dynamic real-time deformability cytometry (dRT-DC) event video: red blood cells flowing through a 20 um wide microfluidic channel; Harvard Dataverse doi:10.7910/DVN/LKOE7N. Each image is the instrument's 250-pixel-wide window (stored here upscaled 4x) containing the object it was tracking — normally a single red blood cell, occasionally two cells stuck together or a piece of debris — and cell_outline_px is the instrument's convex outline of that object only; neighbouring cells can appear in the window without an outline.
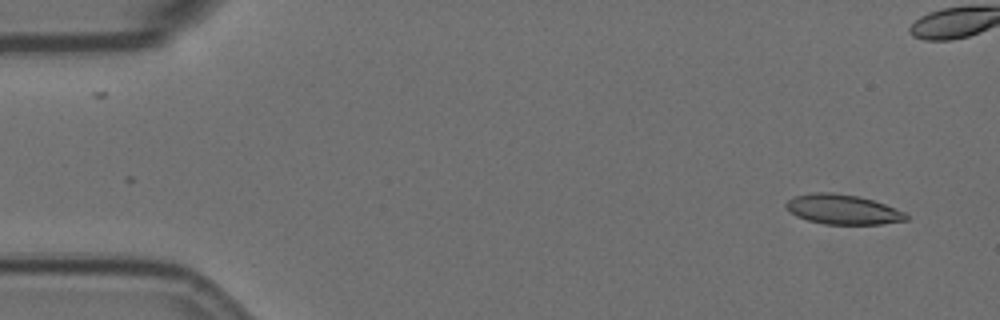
{"species": "Egyptian fruit bat (a non-hibernating species)", "species_latin": "Rousettus aegyptiacus", "temperature_condition": "room temperature", "stored_images_in_passage": 58, "camera_frame_rate_fps": 3000, "um_per_image_px": 0.085, "animal": {"sex": "female"}, "frame": {"image": 1, "passage_image": 3, "time_ms": 0.667, "image_size_px": [1000, 320], "cell_outline_px": [[908, 220], [880, 224], [824, 224], [808, 220], [796, 216], [784, 204], [792, 196], [812, 192], [832, 192], [856, 196], [872, 200], [884, 204], [904, 212], [908, 216]], "centroid_in_image_um": [71.61, 17.79], "position_along_channel_um": 13.4, "area_um2": 20.69}}
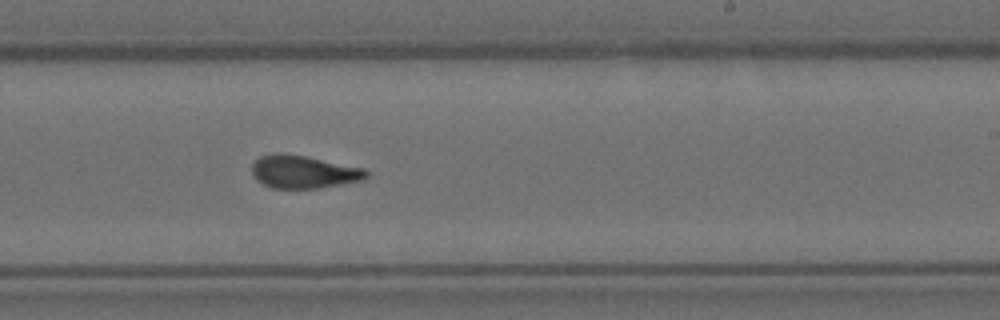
{"frame": {"image": 2, "passage_image": 34, "time_ms": 11.0, "image_size_px": [1000, 320], "cell_outline_px": [[368, 176], [360, 180], [320, 188], [272, 188], [256, 180], [252, 176], [252, 164], [260, 156], [280, 152], [304, 156], [364, 168], [368, 172]], "centroid_in_image_um": [25.76, 14.6], "position_along_channel_um": 263.2, "area_um2": 21.73}}
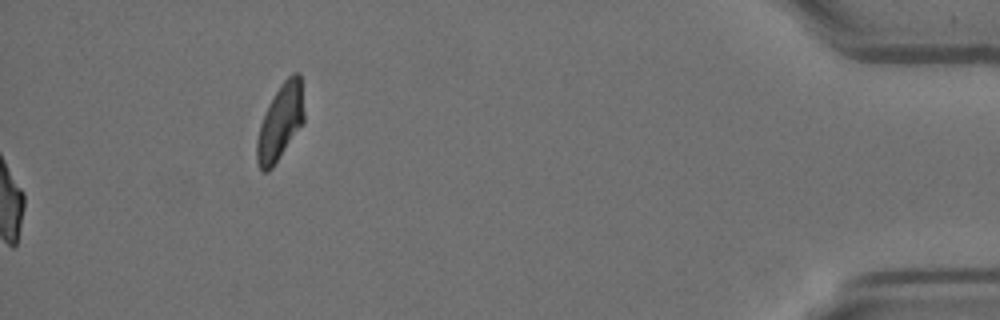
{"frame": {"image": 3, "passage_image": 58, "time_ms": 19.0, "image_size_px": [1000, 320], "cell_outline_px": [[304, 120], [272, 168], [268, 172], [264, 172], [260, 168], [256, 160], [256, 140], [260, 124], [268, 104], [280, 84], [292, 72], [300, 72], [304, 112]], "centroid_in_image_um": [23.81, 10.35], "position_along_channel_um": 411.4, "area_um2": 20.69}, "authors_computed_cell_mechanics": {"area_um2": 21.6461, "velocity_mm_per_s": 3.5102, "shape_relaxation_time_tau1_ms": 10.8795, "shape_relaxation_time_tau2_ms": 2.024, "deformation_change_tau1": 0.2394, "deformation_change_tau2": 0.0867}}